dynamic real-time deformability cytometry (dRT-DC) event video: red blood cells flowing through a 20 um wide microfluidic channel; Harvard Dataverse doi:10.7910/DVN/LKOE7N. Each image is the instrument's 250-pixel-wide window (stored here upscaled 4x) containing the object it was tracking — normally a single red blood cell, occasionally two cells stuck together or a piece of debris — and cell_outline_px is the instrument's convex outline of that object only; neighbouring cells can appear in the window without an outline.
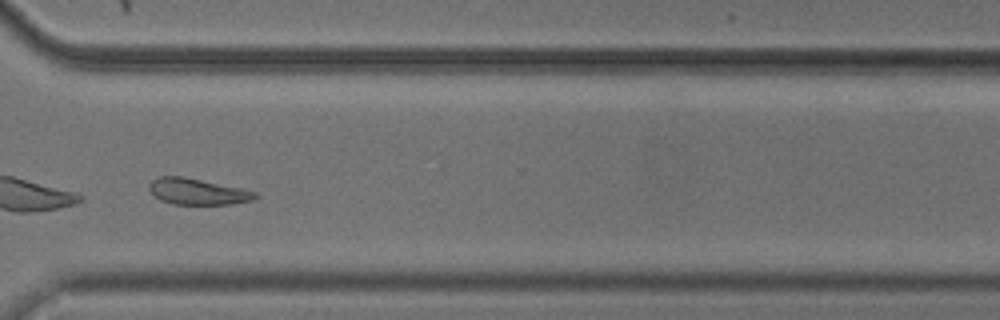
{"species": "common noctule bat (a hibernating species)", "species_latin": "Nyctalus noctula", "temperature_condition": "cold", "stored_images_in_passage": 48, "camera_frame_rate_fps": 3000, "um_per_image_px": 0.085, "animal": {"sex": "male", "body_mass_g": 20.5, "forearm_length_mm": 52.5}, "frame": {"image": 1, "passage_image": 35, "time_ms": 11.333, "image_size_px": [1000, 320], "cell_outline_px": [[256, 196], [252, 200], [228, 204], [172, 204], [160, 200], [148, 188], [148, 184], [152, 180], [160, 176], [184, 176], [240, 188], [256, 192]], "centroid_in_image_um": [16.73, 16.27], "position_along_channel_um": 353.9, "area_um2": 15.95}, "authors_computed_cell_mechanics": {"area_um2": 16.7331, "velocity_mm_per_s": 3.7129, "shape_relaxation_time_tau1_ms": 2.4942, "shape_relaxation_time_tau2_ms": null, "deformation_change_tau1": 0.1199, "deformation_change_tau2": null}}